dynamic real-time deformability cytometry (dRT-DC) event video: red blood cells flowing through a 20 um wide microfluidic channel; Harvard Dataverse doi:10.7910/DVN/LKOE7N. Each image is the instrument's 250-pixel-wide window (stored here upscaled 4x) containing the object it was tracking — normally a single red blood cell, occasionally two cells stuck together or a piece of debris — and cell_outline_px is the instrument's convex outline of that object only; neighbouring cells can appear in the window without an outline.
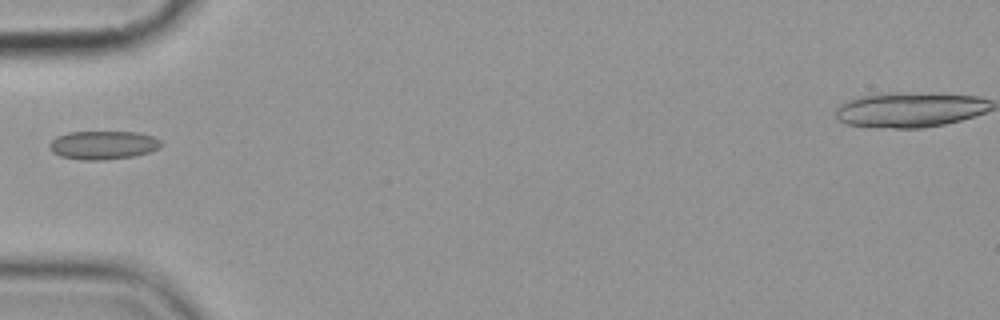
{"species": "common noctule bat (a hibernating species)", "species_latin": "Nyctalus noctula", "temperature_condition": "cold", "stored_images_in_passage": 10, "camera_frame_rate_fps": 3000, "um_per_image_px": 0.085, "animal": {"sex": "female", "body_mass_g": 19.9}, "frame": {"image": 1, "passage_image": 6, "time_ms": 6.0, "image_size_px": [1000, 320], "cell_outline_px": [[160, 144], [156, 148], [148, 152], [132, 156], [104, 160], [80, 160], [60, 156], [52, 152], [48, 148], [48, 144], [56, 136], [68, 132], [140, 132], [152, 136], [160, 140]], "centroid_in_image_um": [8.69, 12.33], "position_along_channel_um": 76.3, "area_um2": 18.5}}
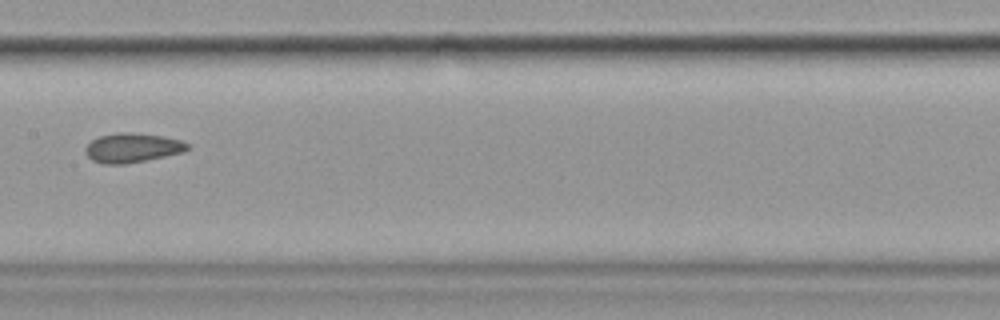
{"frame": {"image": 2, "passage_image": 9, "time_ms": 9.333, "image_size_px": [1000, 320], "cell_outline_px": [[192, 148], [184, 152], [124, 164], [104, 164], [92, 160], [84, 152], [84, 148], [92, 140], [100, 136], [116, 132], [132, 132], [164, 136], [180, 140], [188, 144]], "centroid_in_image_um": [11.25, 12.55], "position_along_channel_um": 196.2, "area_um2": 17.51}}
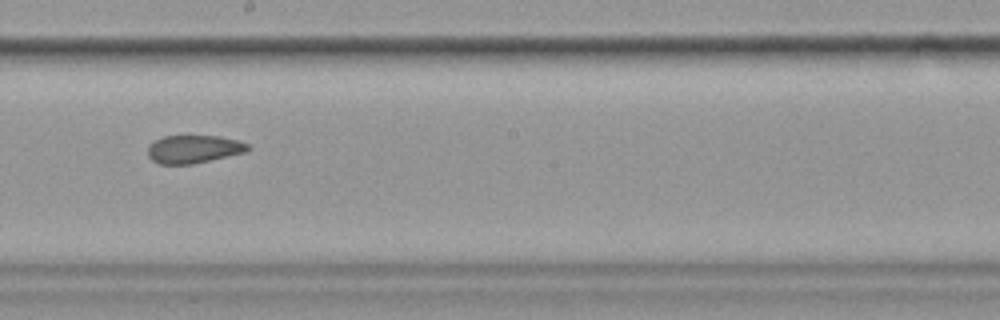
{"frame": {"image": 3, "passage_image": 10, "time_ms": 10.333, "image_size_px": [1000, 320], "cell_outline_px": [[252, 148], [244, 152], [192, 164], [160, 164], [152, 160], [148, 156], [148, 144], [164, 136], [220, 136], [236, 140], [248, 144]], "centroid_in_image_um": [16.44, 12.67], "position_along_channel_um": 231.8, "area_um2": 16.18}}